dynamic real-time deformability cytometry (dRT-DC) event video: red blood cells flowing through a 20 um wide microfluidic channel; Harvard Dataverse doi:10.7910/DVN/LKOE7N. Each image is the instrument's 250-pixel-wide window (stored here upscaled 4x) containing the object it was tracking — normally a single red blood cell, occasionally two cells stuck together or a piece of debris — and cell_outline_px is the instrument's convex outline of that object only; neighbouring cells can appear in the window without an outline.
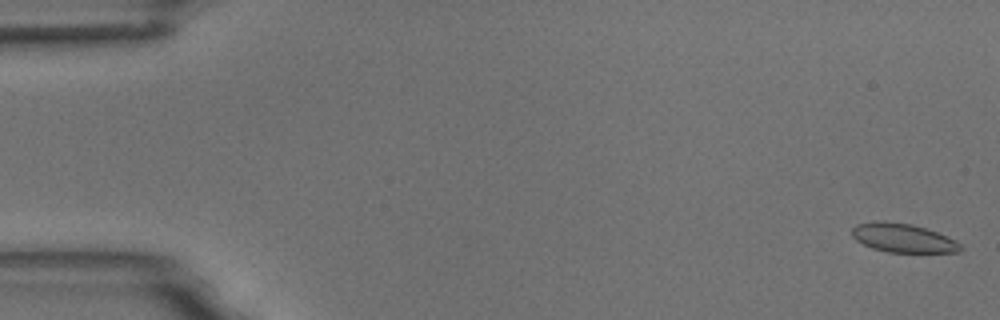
{"species": "common noctule bat (a hibernating species)", "species_latin": "Nyctalus noctula", "temperature_condition": "room temperature", "stored_images_in_passage": 55, "camera_frame_rate_fps": 3000, "um_per_image_px": 0.085, "animal": {"sex": "male", "body_mass_g": 18.8}, "frame": {"image": 1, "passage_image": 2, "time_ms": 0.333, "image_size_px": [1000, 320], "cell_outline_px": [[964, 248], [960, 252], [888, 252], [872, 248], [856, 240], [852, 236], [852, 228], [856, 224], [872, 220], [884, 220], [912, 224], [936, 232], [956, 240]], "centroid_in_image_um": [76.73, 20.21], "position_along_channel_um": 8.3, "area_um2": 18.38}}
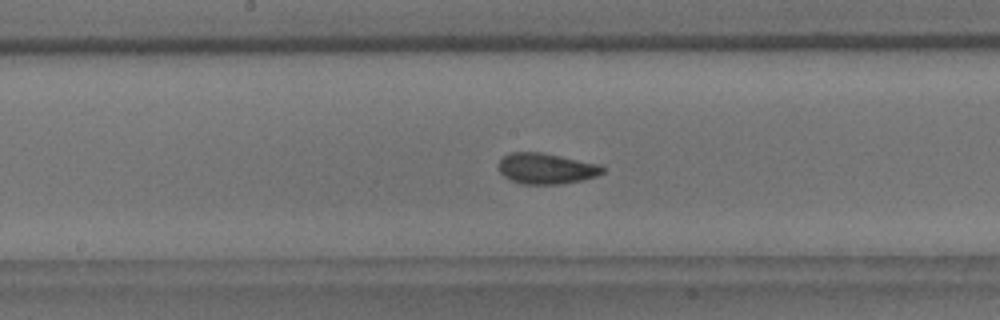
{"frame": {"image": 2, "passage_image": 29, "time_ms": 9.333, "image_size_px": [1000, 320], "cell_outline_px": [[608, 168], [604, 172], [596, 176], [584, 180], [560, 184], [520, 184], [504, 176], [500, 172], [500, 160], [504, 156], [512, 152], [540, 152], [600, 164]], "centroid_in_image_um": [46.49, 14.33], "position_along_channel_um": 201.7, "area_um2": 18.67}}
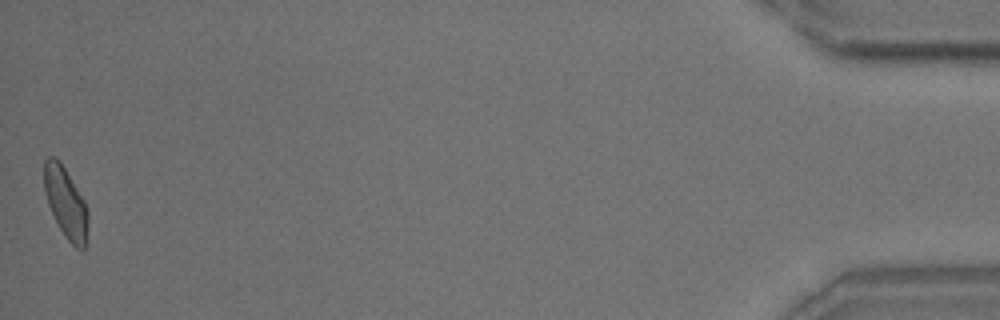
{"frame": {"image": 3, "passage_image": 55, "time_ms": 18.0, "image_size_px": [1000, 320], "cell_outline_px": [[88, 224], [84, 248], [80, 252], [64, 236], [48, 204], [44, 192], [44, 160], [48, 156], [52, 156], [60, 160], [84, 200], [88, 212]], "centroid_in_image_um": [5.58, 17.21], "position_along_channel_um": 429.6, "area_um2": 18.03}, "authors_computed_cell_mechanics": {"area_um2": 18.496, "velocity_mm_per_s": 3.7255, "shape_relaxation_time_tau1_ms": null, "shape_relaxation_time_tau2_ms": 1.5214, "deformation_change_tau1": null, "deformation_change_tau2": 0.0575}}